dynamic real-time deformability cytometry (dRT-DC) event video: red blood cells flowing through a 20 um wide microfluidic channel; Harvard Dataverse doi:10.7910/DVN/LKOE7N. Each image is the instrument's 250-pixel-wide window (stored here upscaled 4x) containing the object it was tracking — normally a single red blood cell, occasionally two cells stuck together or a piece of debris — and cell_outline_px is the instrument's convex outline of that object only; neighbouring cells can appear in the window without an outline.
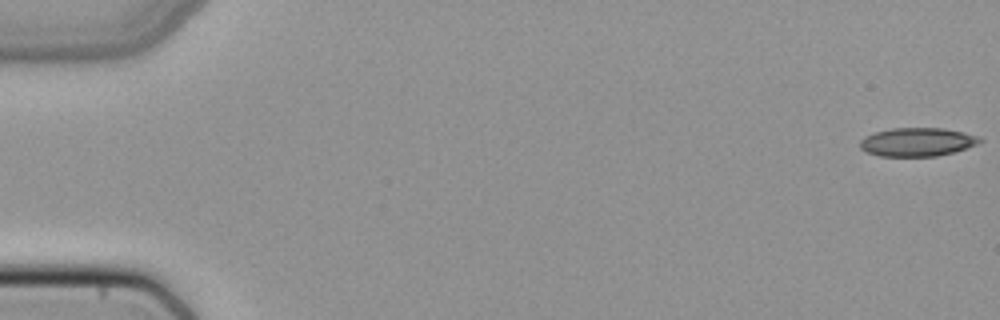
{"species": "common noctule bat (a hibernating species)", "species_latin": "Nyctalus noctula", "temperature_condition": "cold", "stored_images_in_passage": 51, "camera_frame_rate_fps": 3000, "um_per_image_px": 0.085, "animal": {"sex": "female", "body_mass_g": 22.7, "forearm_length_mm": 54.2}, "frame": {"image": 1, "passage_image": 1, "time_ms": 0.0, "image_size_px": [1000, 320], "cell_outline_px": [[984, 140], [976, 144], [952, 152], [936, 156], [880, 156], [868, 152], [860, 148], [860, 140], [864, 136], [876, 132], [892, 128], [944, 128], [964, 132], [980, 136]], "centroid_in_image_um": [77.97, 12.06], "position_along_channel_um": 7.0, "area_um2": 19.83}}
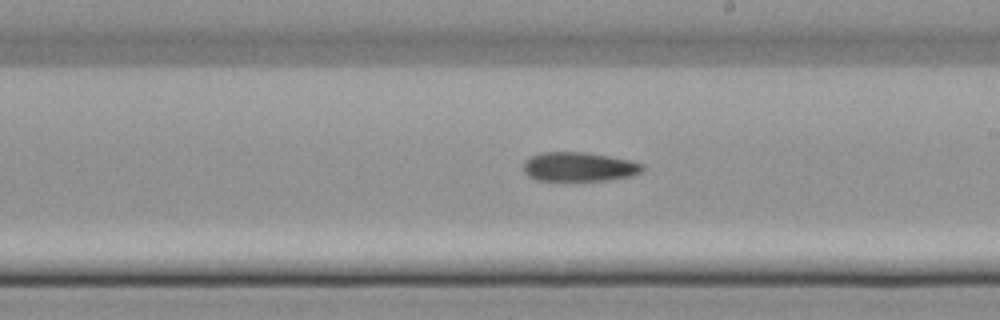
{"frame": {"image": 2, "passage_image": 30, "time_ms": 9.667, "image_size_px": [1000, 320], "cell_outline_px": [[644, 168], [640, 172], [632, 176], [608, 180], [536, 180], [528, 176], [524, 172], [524, 160], [540, 152], [584, 152], [632, 160], [644, 164]], "centroid_in_image_um": [49.23, 14.17], "position_along_channel_um": 239.8, "area_um2": 20.29}}
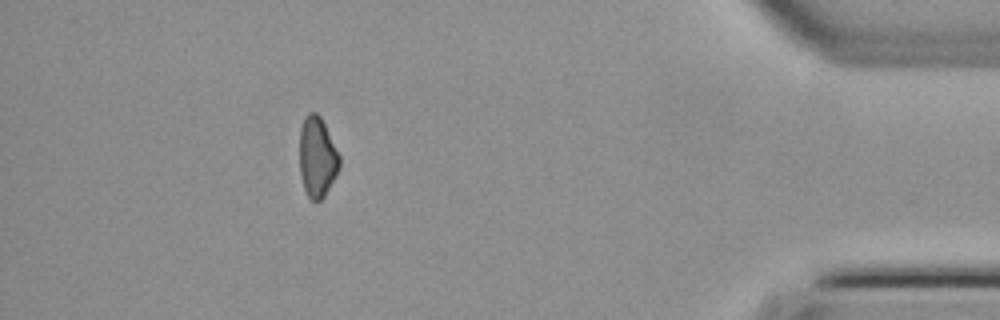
{"frame": {"image": 3, "passage_image": 46, "time_ms": 15.0, "image_size_px": [1000, 320], "cell_outline_px": [[340, 168], [336, 176], [324, 196], [320, 200], [312, 200], [308, 196], [304, 188], [300, 172], [300, 128], [304, 116], [308, 112], [316, 112], [320, 116], [340, 156]], "centroid_in_image_um": [26.96, 13.33], "position_along_channel_um": 408.2, "area_um2": 18.61}}